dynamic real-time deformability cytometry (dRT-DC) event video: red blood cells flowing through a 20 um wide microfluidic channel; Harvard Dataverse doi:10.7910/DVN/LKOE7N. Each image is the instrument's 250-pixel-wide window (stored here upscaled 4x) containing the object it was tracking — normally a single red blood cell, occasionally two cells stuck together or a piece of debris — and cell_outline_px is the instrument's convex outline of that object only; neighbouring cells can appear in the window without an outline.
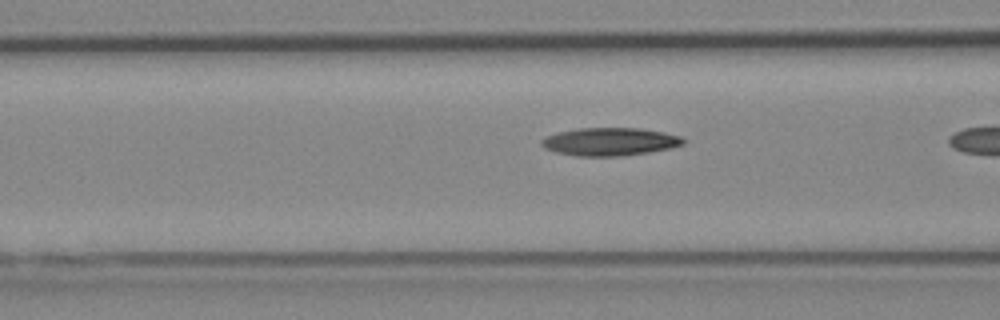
{"species": "Egyptian fruit bat (a non-hibernating species)", "species_latin": "Rousettus aegyptiacus", "temperature_condition": "cold", "stored_images_in_passage": 18, "camera_frame_rate_fps": 3000, "um_per_image_px": 0.085, "animal": {"sex": "female"}, "frame": {"image": 1, "passage_image": 17, "time_ms": 5.333, "image_size_px": [1000, 320], "cell_outline_px": [[688, 140], [684, 144], [672, 148], [624, 156], [576, 156], [556, 152], [544, 148], [540, 144], [540, 140], [544, 136], [556, 132], [580, 128], [640, 128], [664, 132], [680, 136]], "centroid_in_image_um": [51.83, 12.04], "position_along_channel_um": 114.8, "area_um2": 23.41}}